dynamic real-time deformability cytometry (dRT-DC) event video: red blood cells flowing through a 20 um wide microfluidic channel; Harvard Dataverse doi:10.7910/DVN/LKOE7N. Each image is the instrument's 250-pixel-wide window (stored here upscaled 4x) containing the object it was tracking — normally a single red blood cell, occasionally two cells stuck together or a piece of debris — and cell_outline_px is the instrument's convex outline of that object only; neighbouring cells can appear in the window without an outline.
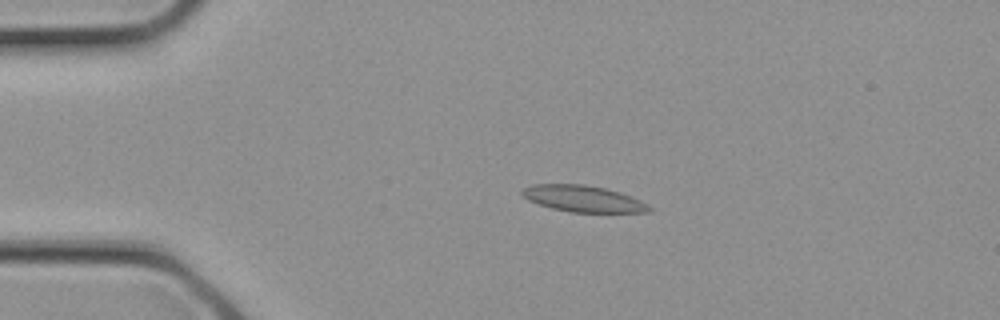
{"species": "common noctule bat (a hibernating species)", "species_latin": "Nyctalus noctula", "temperature_condition": "cold", "stored_images_in_passage": 11, "camera_frame_rate_fps": 3000, "um_per_image_px": 0.085, "animal": {"sex": "female", "body_mass_g": 21.9}, "frame": {"image": 1, "passage_image": 5, "time_ms": 1.333, "image_size_px": [1000, 320], "cell_outline_px": [[652, 212], [568, 212], [552, 208], [528, 200], [520, 192], [520, 188], [532, 184], [584, 184], [608, 188], [620, 192], [640, 200], [648, 204], [652, 208]], "centroid_in_image_um": [49.56, 16.88], "position_along_channel_um": 35.4, "area_um2": 19.71}}
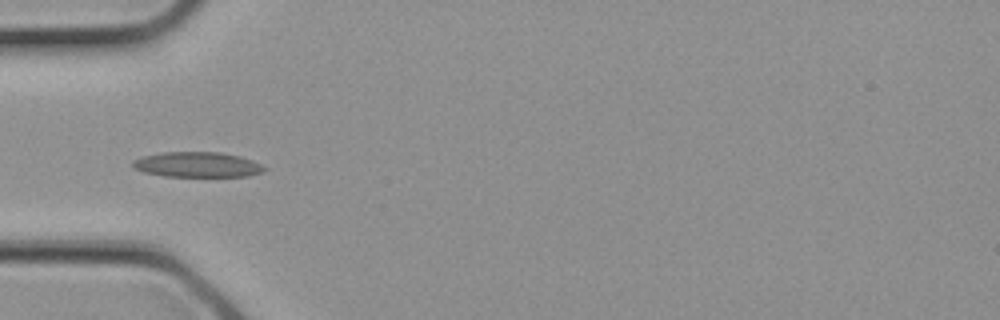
{"frame": {"image": 2, "passage_image": 8, "time_ms": 2.333, "image_size_px": [1000, 320], "cell_outline_px": [[268, 168], [264, 172], [248, 176], [164, 176], [144, 172], [132, 168], [132, 160], [140, 156], [160, 152], [220, 152], [240, 156], [252, 160]], "centroid_in_image_um": [16.74, 13.98], "position_along_channel_um": 68.3, "area_um2": 19.54}}
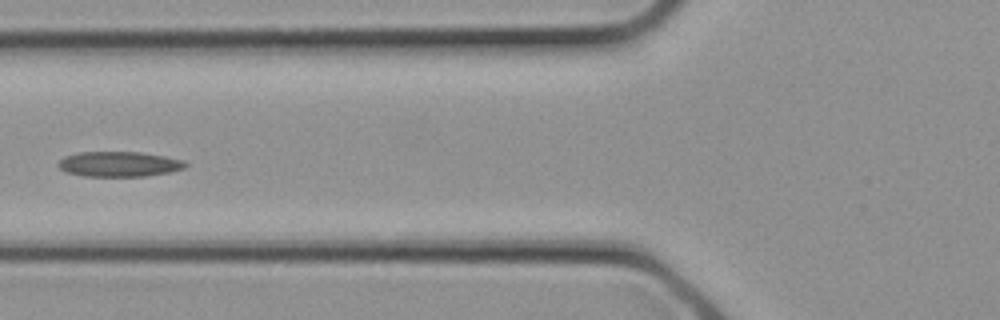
{"frame": {"image": 3, "passage_image": 10, "time_ms": 3.0, "image_size_px": [1000, 320], "cell_outline_px": [[188, 164], [184, 168], [168, 172], [144, 176], [84, 176], [64, 172], [56, 164], [64, 156], [76, 152], [140, 152], [164, 156], [184, 160]], "centroid_in_image_um": [10.08, 13.94], "position_along_channel_um": 115.7, "area_um2": 18.67}}